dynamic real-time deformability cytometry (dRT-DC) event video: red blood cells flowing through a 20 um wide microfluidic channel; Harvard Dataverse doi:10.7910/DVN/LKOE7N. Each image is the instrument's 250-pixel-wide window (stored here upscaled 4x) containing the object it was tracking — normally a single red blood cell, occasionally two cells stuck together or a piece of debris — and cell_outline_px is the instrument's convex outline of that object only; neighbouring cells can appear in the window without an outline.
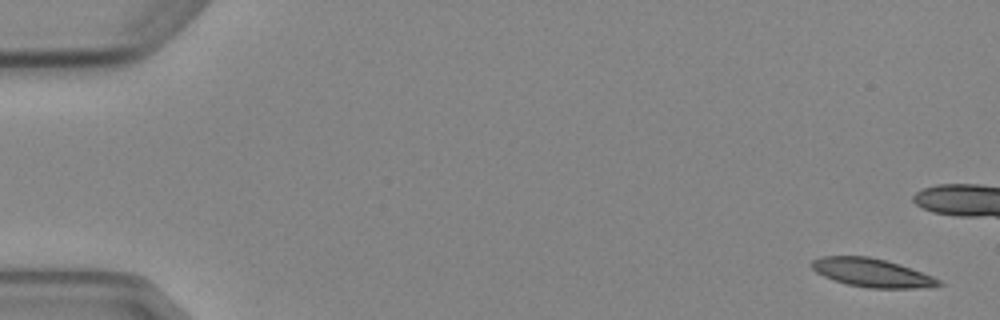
{"species": "Egyptian fruit bat (a non-hibernating species)", "species_latin": "Rousettus aegyptiacus", "temperature_condition": "cold", "stored_images_in_passage": 5, "camera_frame_rate_fps": 3000, "um_per_image_px": 0.085, "animal": {"sex": "female"}, "frame": {"image": 1, "passage_image": 1, "time_ms": 0.0, "image_size_px": [1000, 320], "cell_outline_px": [[944, 284], [916, 288], [868, 288], [848, 284], [824, 276], [816, 272], [812, 268], [812, 260], [820, 256], [868, 256], [900, 264], [932, 276], [940, 280]], "centroid_in_image_um": [74.1, 23.17], "position_along_channel_um": 10.9, "area_um2": 20.81}}